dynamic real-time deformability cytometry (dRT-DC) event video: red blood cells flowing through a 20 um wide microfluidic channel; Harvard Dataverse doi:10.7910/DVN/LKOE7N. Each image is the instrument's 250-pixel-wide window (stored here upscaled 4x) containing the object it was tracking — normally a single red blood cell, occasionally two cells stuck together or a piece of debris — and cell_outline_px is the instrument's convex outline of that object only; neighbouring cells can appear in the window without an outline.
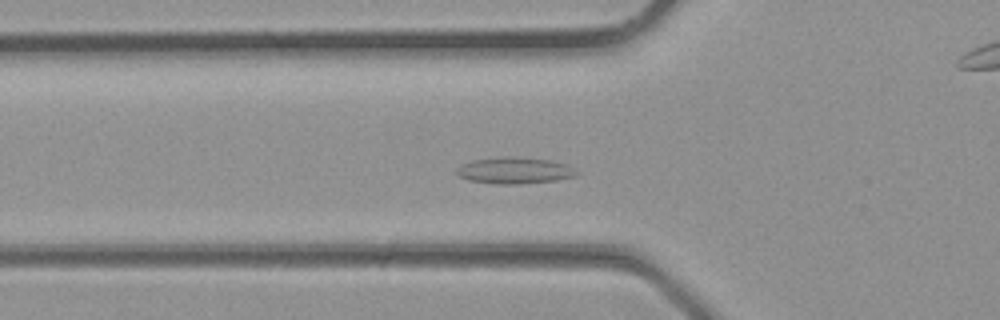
{"species": "common noctule bat (a hibernating species)", "species_latin": "Nyctalus noctula", "temperature_condition": "room temperature", "stored_images_in_passage": 29, "camera_frame_rate_fps": 3000, "um_per_image_px": 0.085, "animal": {"sex": "male", "body_mass_g": 23.1, "forearm_length_mm": 52.7}, "frame": {"image": 1, "passage_image": 6, "time_ms": 1.667, "image_size_px": [1000, 320], "cell_outline_px": [[580, 172], [576, 176], [556, 180], [516, 184], [496, 184], [468, 180], [460, 176], [456, 172], [456, 168], [472, 160], [500, 156], [516, 156], [552, 160], [568, 164]], "centroid_in_image_um": [43.78, 14.47], "position_along_channel_um": 82.0, "area_um2": 18.73}}
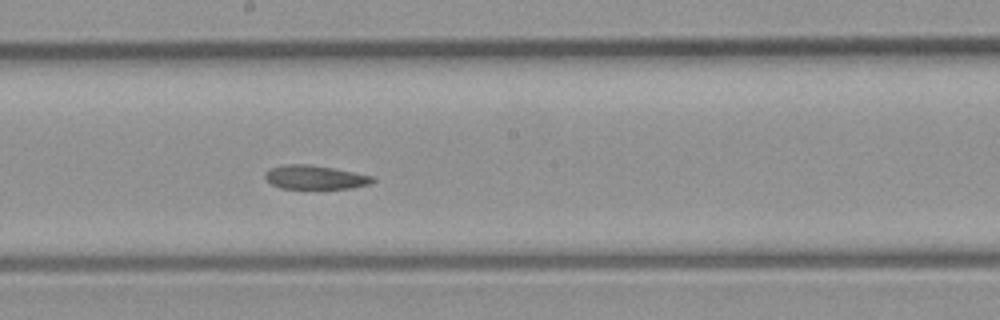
{"frame": {"image": 2, "passage_image": 13, "time_ms": 4.0, "image_size_px": [1000, 320], "cell_outline_px": [[376, 180], [372, 184], [352, 188], [280, 188], [272, 184], [264, 176], [264, 172], [268, 168], [284, 164], [308, 164], [332, 168], [376, 176]], "centroid_in_image_um": [26.81, 15.06], "position_along_channel_um": 221.4, "area_um2": 15.09}}
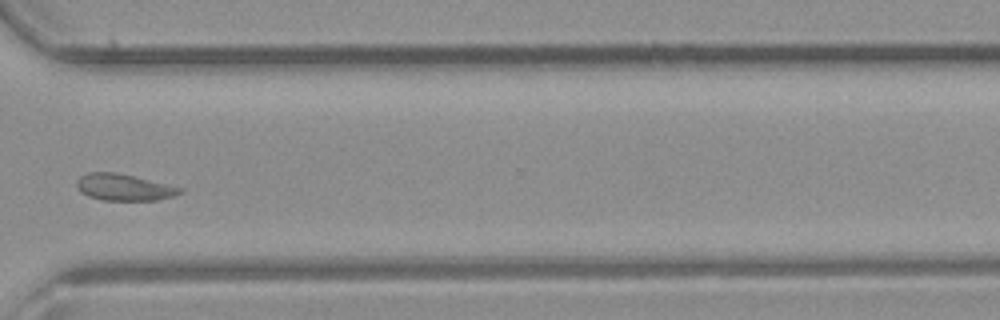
{"frame": {"image": 3, "passage_image": 20, "time_ms": 6.333, "image_size_px": [1000, 320], "cell_outline_px": [[184, 192], [172, 196], [156, 200], [104, 200], [88, 196], [80, 192], [76, 188], [76, 180], [80, 176], [88, 172], [116, 172], [184, 188]], "centroid_in_image_um": [10.5, 15.91], "position_along_channel_um": 360.1, "area_um2": 16.01}}